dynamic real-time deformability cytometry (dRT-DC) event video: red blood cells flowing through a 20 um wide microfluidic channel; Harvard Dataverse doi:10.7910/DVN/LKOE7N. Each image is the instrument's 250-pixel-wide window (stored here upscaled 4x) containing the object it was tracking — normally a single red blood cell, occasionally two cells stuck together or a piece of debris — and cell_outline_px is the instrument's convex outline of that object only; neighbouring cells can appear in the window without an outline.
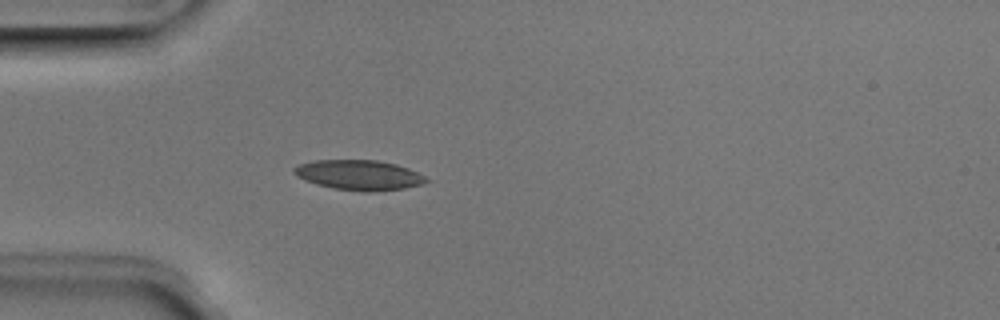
{"species": "Egyptian fruit bat (a non-hibernating species)", "species_latin": "Rousettus aegyptiacus", "temperature_condition": "room temperature", "stored_images_in_passage": 5, "camera_frame_rate_fps": 3000, "um_per_image_px": 0.085, "animal": {"sex": "male"}, "frame": {"image": 1, "passage_image": 5, "time_ms": 1.333, "image_size_px": [1000, 320], "cell_outline_px": [[428, 180], [420, 184], [404, 188], [376, 192], [364, 192], [332, 188], [316, 184], [304, 180], [296, 176], [292, 172], [292, 168], [300, 164], [316, 160], [376, 160], [396, 164], [408, 168], [424, 176]], "centroid_in_image_um": [30.47, 14.88], "position_along_channel_um": 54.5, "area_um2": 23.12}}